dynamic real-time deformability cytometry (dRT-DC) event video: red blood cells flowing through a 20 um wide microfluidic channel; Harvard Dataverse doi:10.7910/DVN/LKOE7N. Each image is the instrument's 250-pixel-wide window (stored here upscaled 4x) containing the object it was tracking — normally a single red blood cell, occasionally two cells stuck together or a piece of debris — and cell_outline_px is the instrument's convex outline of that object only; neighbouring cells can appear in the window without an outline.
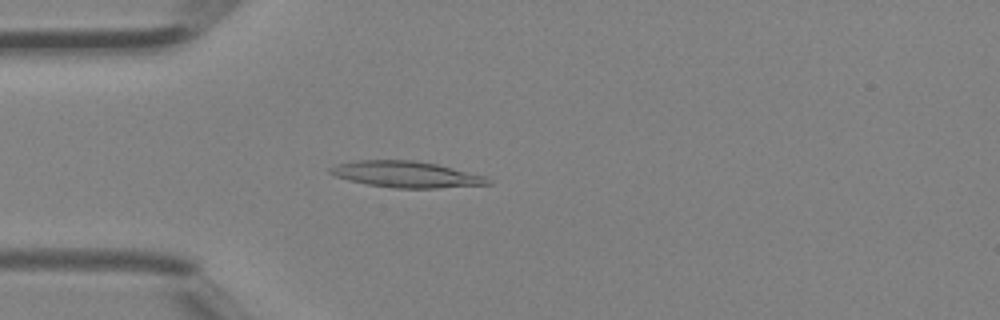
{"species": "Egyptian fruit bat (a non-hibernating species)", "species_latin": "Rousettus aegyptiacus", "temperature_condition": "room temperature", "stored_images_in_passage": 37, "camera_frame_rate_fps": 3000, "um_per_image_px": 0.085, "animal": {"sex": "female"}, "frame": {"image": 1, "passage_image": 7, "time_ms": 2.0, "image_size_px": [1000, 320], "cell_outline_px": [[492, 184], [436, 188], [392, 188], [368, 184], [348, 180], [336, 176], [328, 172], [328, 168], [336, 164], [356, 160], [416, 160], [436, 164], [484, 176], [492, 180]], "centroid_in_image_um": [34.49, 14.82], "position_along_channel_um": 50.5, "area_um2": 24.04}}
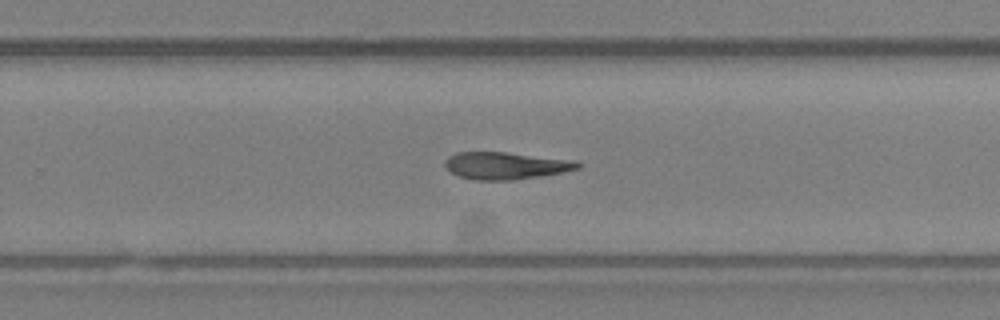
{"frame": {"image": 2, "passage_image": 22, "time_ms": 7.0, "image_size_px": [1000, 320], "cell_outline_px": [[584, 164], [580, 168], [540, 176], [512, 180], [476, 180], [460, 176], [452, 172], [444, 164], [444, 160], [448, 156], [456, 152], [504, 152], [576, 160]], "centroid_in_image_um": [43.01, 14.07], "position_along_channel_um": 286.8, "area_um2": 20.98}}
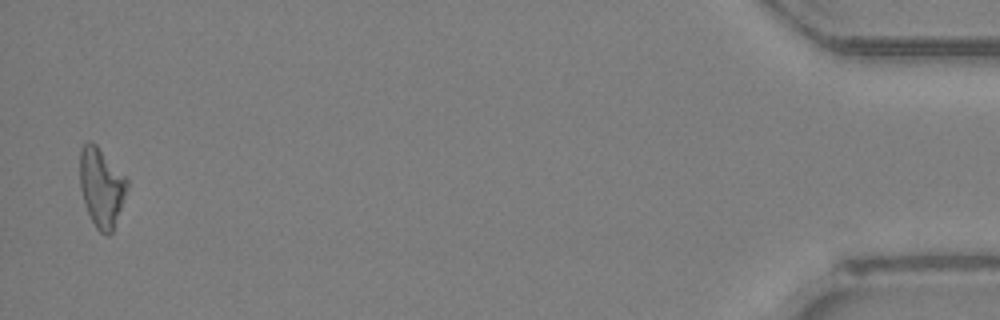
{"frame": {"image": 3, "passage_image": 36, "time_ms": 11.667, "image_size_px": [1000, 320], "cell_outline_px": [[128, 188], [112, 232], [108, 236], [104, 236], [96, 228], [84, 204], [80, 188], [80, 148], [88, 140], [92, 140], [96, 144], [128, 180]], "centroid_in_image_um": [8.61, 15.92], "position_along_channel_um": 426.6, "area_um2": 21.73}}